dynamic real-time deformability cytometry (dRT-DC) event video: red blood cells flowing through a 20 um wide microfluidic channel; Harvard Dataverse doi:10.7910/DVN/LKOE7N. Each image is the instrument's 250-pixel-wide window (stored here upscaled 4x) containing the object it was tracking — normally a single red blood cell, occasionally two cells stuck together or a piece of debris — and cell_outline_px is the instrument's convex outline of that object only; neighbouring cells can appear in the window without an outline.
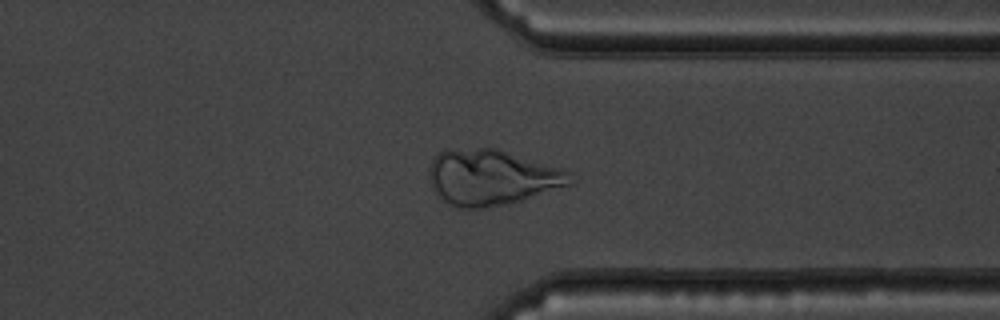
{"species": "common noctule bat (a hibernating species)", "species_latin": "Nyctalus noctula", "temperature_condition": "warm", "stored_images_in_passage": 54, "camera_frame_rate_fps": 3000, "um_per_image_px": 0.085, "animal": {"sex": "male", "body_mass_g": 19.5, "forearm_length_mm": 54.6}, "frame": {"image": 1, "passage_image": 42, "time_ms": 13.667, "image_size_px": [1000, 320], "cell_outline_px": [[576, 180], [572, 184], [508, 204], [488, 208], [456, 208], [448, 204], [436, 196], [428, 172], [432, 160], [436, 152], [444, 148], [496, 148], [568, 168], [572, 172]], "centroid_in_image_um": [41.83, 15.06], "position_along_channel_um": 369.6, "area_um2": 46.93}}
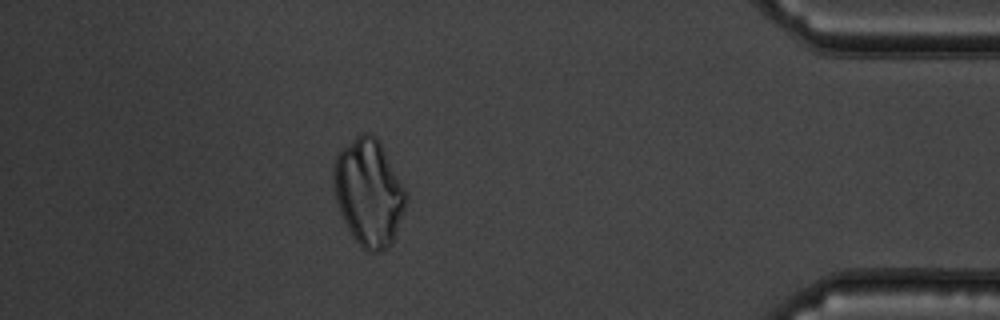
{"frame": {"image": 2, "passage_image": 48, "time_ms": 15.667, "image_size_px": [1000, 320], "cell_outline_px": [[408, 196], [392, 244], [380, 252], [364, 252], [352, 236], [340, 212], [336, 200], [332, 176], [332, 172], [336, 156], [360, 132], [372, 132], [380, 140]], "centroid_in_image_um": [31.34, 16.36], "position_along_channel_um": 403.9, "area_um2": 45.03}}